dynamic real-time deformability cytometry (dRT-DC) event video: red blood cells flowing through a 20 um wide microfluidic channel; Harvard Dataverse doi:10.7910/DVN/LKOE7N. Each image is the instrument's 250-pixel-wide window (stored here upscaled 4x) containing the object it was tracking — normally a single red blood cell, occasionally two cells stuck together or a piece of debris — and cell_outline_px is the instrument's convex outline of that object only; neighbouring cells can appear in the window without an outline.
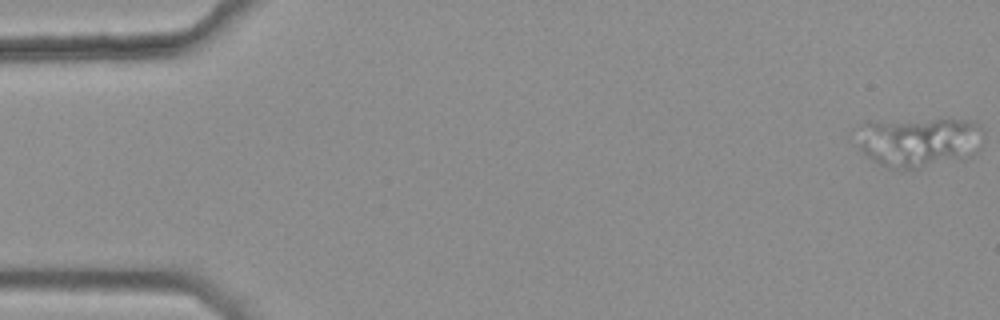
{"species": "common noctule bat (a hibernating species)", "species_latin": "Nyctalus noctula", "temperature_condition": "warm", "stored_images_in_passage": 11, "camera_frame_rate_fps": 3000, "um_per_image_px": 0.085, "animal": {"sex": "female", "body_mass_g": 25.1}, "frame": {"image": 1, "passage_image": 1, "time_ms": 0.0, "image_size_px": [1000, 320], "cell_outline_px": [[984, 140], [980, 148], [972, 156], [964, 160], [920, 168], [888, 168], [876, 164], [860, 148], [860, 124], [932, 120], [968, 120], [980, 124], [984, 128]], "centroid_in_image_um": [78.26, 12.11], "position_along_channel_um": 6.7, "area_um2": 36.59}}